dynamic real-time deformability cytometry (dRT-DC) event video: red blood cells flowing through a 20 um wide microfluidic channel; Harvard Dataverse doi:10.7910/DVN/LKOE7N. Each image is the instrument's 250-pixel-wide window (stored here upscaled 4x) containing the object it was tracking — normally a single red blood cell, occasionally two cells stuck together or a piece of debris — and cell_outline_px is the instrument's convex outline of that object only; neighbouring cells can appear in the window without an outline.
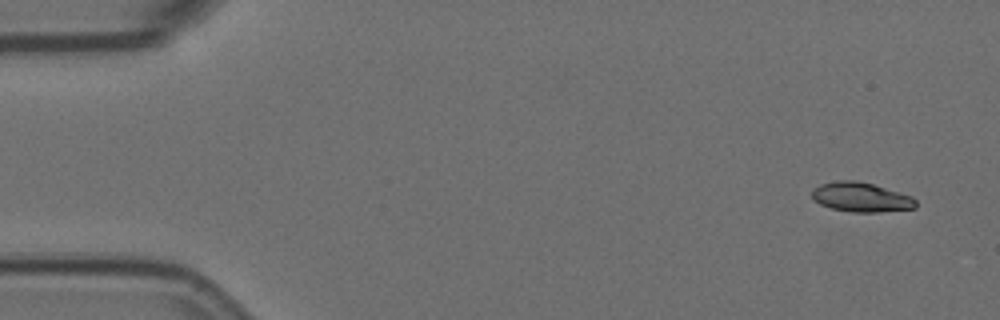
{"species": "Egyptian fruit bat (a non-hibernating species)", "species_latin": "Rousettus aegyptiacus", "temperature_condition": "room temperature", "stored_images_in_passage": 4, "camera_frame_rate_fps": 3000, "um_per_image_px": 0.085, "animal": {"sex": "female"}, "frame": {"image": 1, "passage_image": 1, "time_ms": 0.0, "image_size_px": [1000, 320], "cell_outline_px": [[916, 208], [880, 212], [852, 212], [832, 208], [820, 204], [812, 200], [812, 188], [820, 184], [836, 180], [856, 180], [872, 184], [912, 196], [916, 200]], "centroid_in_image_um": [73.16, 16.76], "position_along_channel_um": 11.8, "area_um2": 17.92}}